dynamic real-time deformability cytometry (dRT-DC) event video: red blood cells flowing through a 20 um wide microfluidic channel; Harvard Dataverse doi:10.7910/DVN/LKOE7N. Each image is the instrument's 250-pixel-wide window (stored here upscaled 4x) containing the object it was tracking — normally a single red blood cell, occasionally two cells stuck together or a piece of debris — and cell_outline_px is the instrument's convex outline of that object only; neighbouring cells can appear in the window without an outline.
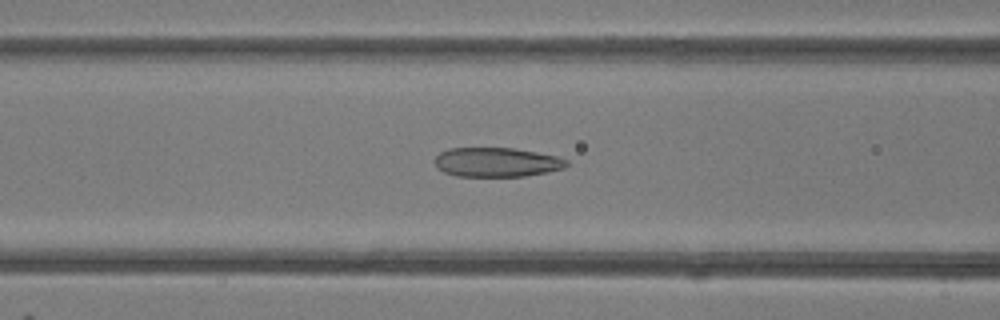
{"species": "common noctule bat (a hibernating species)", "species_latin": "Nyctalus noctula", "temperature_condition": "room temperature", "stored_images_in_passage": 49, "camera_frame_rate_fps": 3000, "um_per_image_px": 0.085, "animal": {"sex": "female"}, "frame": {"image": 1, "passage_image": 20, "time_ms": 6.333, "image_size_px": [1000, 320], "cell_outline_px": [[568, 164], [564, 168], [548, 172], [524, 176], [456, 176], [444, 172], [436, 168], [432, 160], [440, 152], [448, 148], [512, 148], [536, 152], [556, 156], [568, 160]], "centroid_in_image_um": [42.17, 13.79], "position_along_channel_um": 124.4, "area_um2": 22.66}}
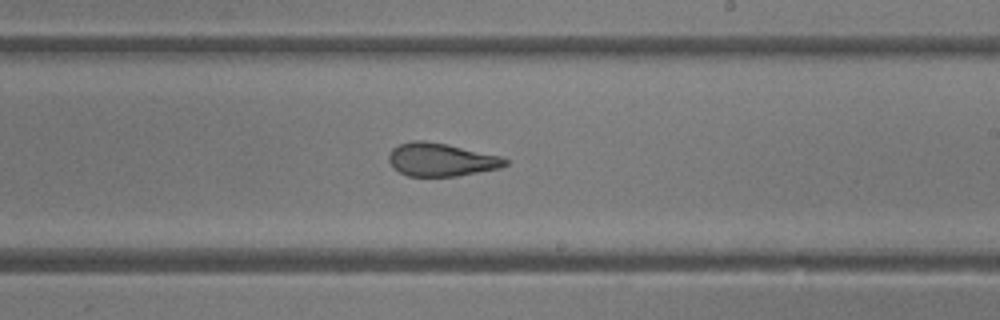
{"frame": {"image": 2, "passage_image": 29, "time_ms": 9.333, "image_size_px": [1000, 320], "cell_outline_px": [[508, 164], [500, 168], [456, 176], [408, 176], [392, 168], [388, 160], [388, 156], [392, 148], [400, 144], [412, 140], [424, 140], [448, 144], [500, 156], [508, 160]], "centroid_in_image_um": [37.46, 13.56], "position_along_channel_um": 251.5, "area_um2": 22.54}}
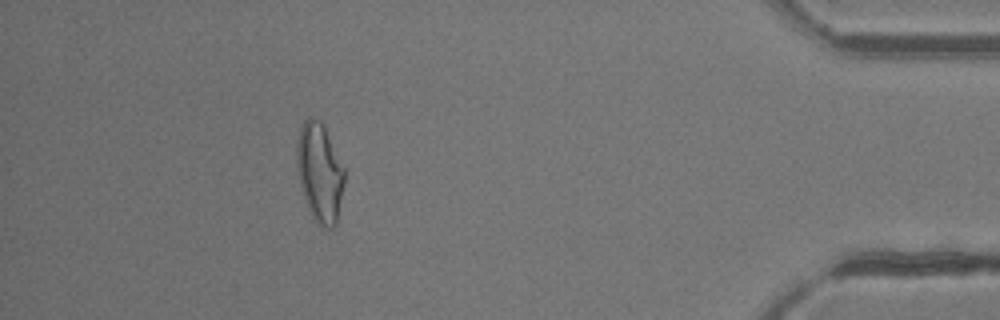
{"frame": {"image": 3, "passage_image": 44, "time_ms": 14.333, "image_size_px": [1000, 320], "cell_outline_px": [[344, 184], [336, 224], [332, 228], [324, 228], [316, 224], [308, 208], [300, 184], [296, 168], [296, 140], [300, 128], [304, 120], [308, 116], [312, 116], [320, 120], [344, 168]], "centroid_in_image_um": [27.14, 14.67], "position_along_channel_um": 408.1, "area_um2": 27.46}, "authors_computed_cell_mechanics": {"area_um2": 25.0274, "velocity_mm_per_s": 4.2355, "shape_relaxation_time_tau1_ms": null, "shape_relaxation_time_tau2_ms": 1.4384, "deformation_change_tau1": null, "deformation_change_tau2": 0.0901}}